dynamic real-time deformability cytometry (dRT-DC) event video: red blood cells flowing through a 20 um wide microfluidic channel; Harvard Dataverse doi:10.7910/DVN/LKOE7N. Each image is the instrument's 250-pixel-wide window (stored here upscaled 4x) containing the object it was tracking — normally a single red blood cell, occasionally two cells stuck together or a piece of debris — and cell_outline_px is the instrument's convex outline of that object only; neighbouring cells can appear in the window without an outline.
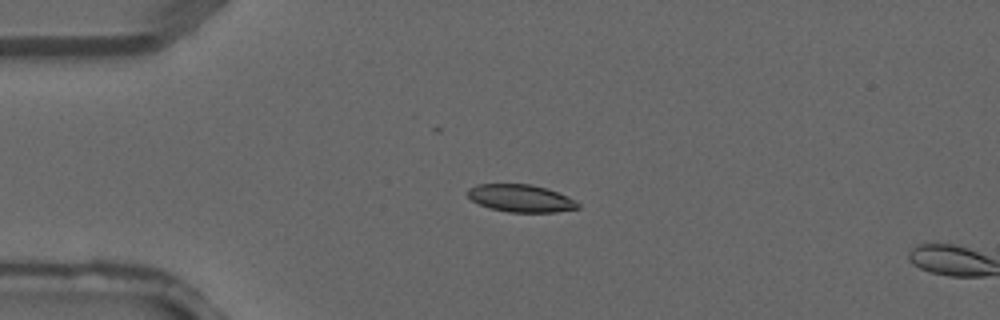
{"species": "common noctule bat (a hibernating species)", "species_latin": "Nyctalus noctula", "temperature_condition": "warm", "stored_images_in_passage": 2, "camera_frame_rate_fps": 3000, "um_per_image_px": 0.085, "animal": {"sex": "male", "forearm_length_mm": 52.5}, "frame": {"image": 1, "passage_image": 1, "time_ms": 0.0, "image_size_px": [1000, 320], "cell_outline_px": [[580, 208], [556, 212], [508, 212], [488, 208], [472, 200], [468, 196], [468, 188], [476, 184], [532, 184], [568, 196], [576, 200], [580, 204]], "centroid_in_image_um": [44.27, 16.86], "position_along_channel_um": 40.7, "area_um2": 17.69}}